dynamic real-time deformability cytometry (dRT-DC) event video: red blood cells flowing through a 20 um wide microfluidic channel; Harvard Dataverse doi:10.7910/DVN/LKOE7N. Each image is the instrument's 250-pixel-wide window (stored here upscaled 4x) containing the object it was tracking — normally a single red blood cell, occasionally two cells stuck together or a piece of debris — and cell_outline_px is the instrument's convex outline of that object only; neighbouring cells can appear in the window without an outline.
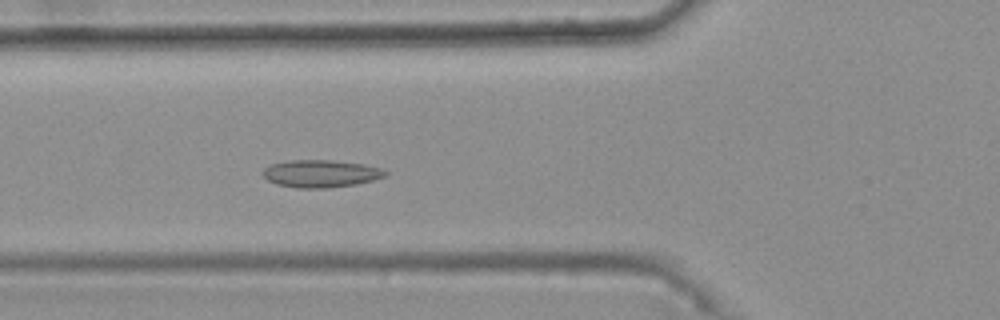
{"species": "common noctule bat (a hibernating species)", "species_latin": "Nyctalus noctula", "temperature_condition": "warm", "stored_images_in_passage": 45, "camera_frame_rate_fps": 3000, "um_per_image_px": 0.085, "animal": {"sex": "female", "body_mass_g": 25.1}, "frame": {"image": 1, "passage_image": 19, "time_ms": 6.0, "image_size_px": [1000, 320], "cell_outline_px": [[388, 172], [384, 176], [372, 180], [356, 184], [328, 188], [296, 188], [276, 184], [268, 180], [260, 172], [264, 168], [272, 164], [292, 160], [332, 160], [364, 164], [380, 168]], "centroid_in_image_um": [27.24, 14.76], "position_along_channel_um": 98.6, "area_um2": 19.54}}
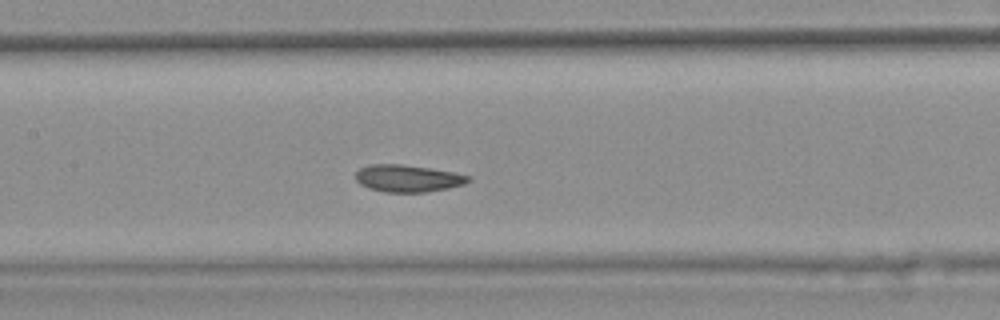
{"frame": {"image": 2, "passage_image": 25, "time_ms": 8.0, "image_size_px": [1000, 320], "cell_outline_px": [[472, 180], [464, 184], [448, 188], [424, 192], [384, 192], [368, 188], [360, 184], [356, 180], [356, 172], [360, 168], [372, 164], [400, 164], [428, 168], [452, 172], [472, 176]], "centroid_in_image_um": [34.67, 15.16], "position_along_channel_um": 172.7, "area_um2": 17.74}}
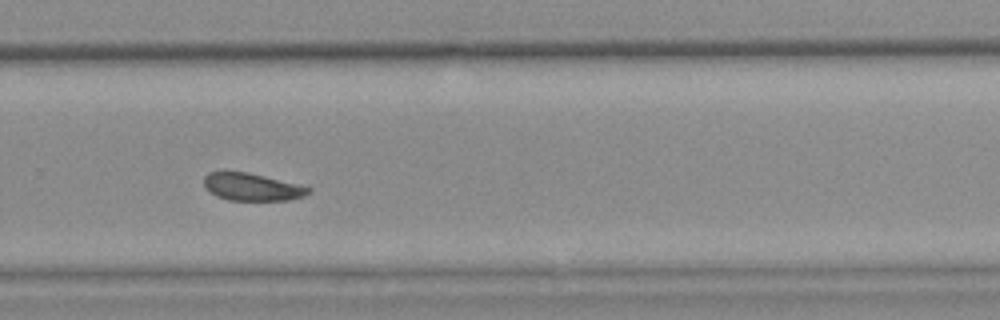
{"frame": {"image": 3, "passage_image": 36, "time_ms": 11.667, "image_size_px": [1000, 320], "cell_outline_px": [[312, 192], [304, 196], [288, 200], [228, 200], [216, 196], [204, 184], [204, 176], [208, 172], [224, 168], [248, 172], [300, 184], [312, 188]], "centroid_in_image_um": [21.4, 15.84], "position_along_channel_um": 308.4, "area_um2": 17.28}, "authors_computed_cell_mechanics": {"area_um2": 18.0914, "velocity_mm_per_s": 3.7063, "shape_relaxation_time_tau1_ms": null, "shape_relaxation_time_tau2_ms": 2.7879, "deformation_change_tau1": null, "deformation_change_tau2": 0.0915}}